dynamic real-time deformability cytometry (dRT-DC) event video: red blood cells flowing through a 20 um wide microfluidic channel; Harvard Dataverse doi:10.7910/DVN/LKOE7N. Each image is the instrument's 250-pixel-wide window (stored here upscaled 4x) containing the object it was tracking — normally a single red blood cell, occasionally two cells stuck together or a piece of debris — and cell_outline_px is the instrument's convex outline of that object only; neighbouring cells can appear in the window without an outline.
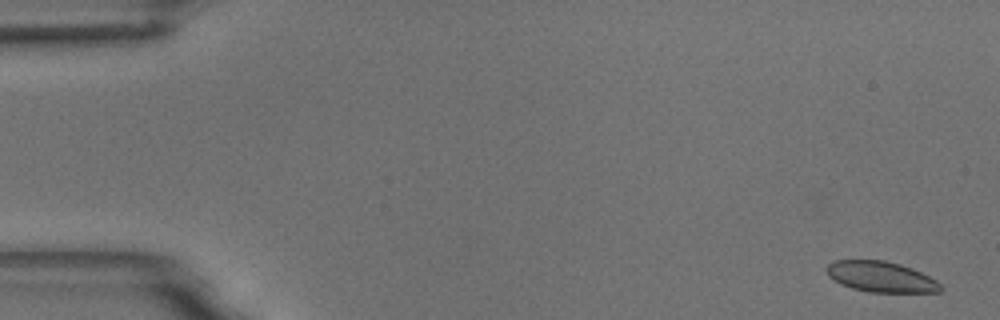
{"species": "common noctule bat (a hibernating species)", "species_latin": "Nyctalus noctula", "temperature_condition": "room temperature", "stored_images_in_passage": 59, "camera_frame_rate_fps": 3000, "um_per_image_px": 0.085, "animal": {"sex": "male", "body_mass_g": 18.8}, "frame": {"image": 1, "passage_image": 1, "time_ms": 0.0, "image_size_px": [1000, 320], "cell_outline_px": [[944, 288], [940, 292], [868, 292], [852, 288], [840, 284], [828, 276], [824, 268], [828, 264], [836, 260], [884, 260], [900, 264], [912, 268], [936, 280]], "centroid_in_image_um": [74.86, 23.53], "position_along_channel_um": 10.1, "area_um2": 20.46}}
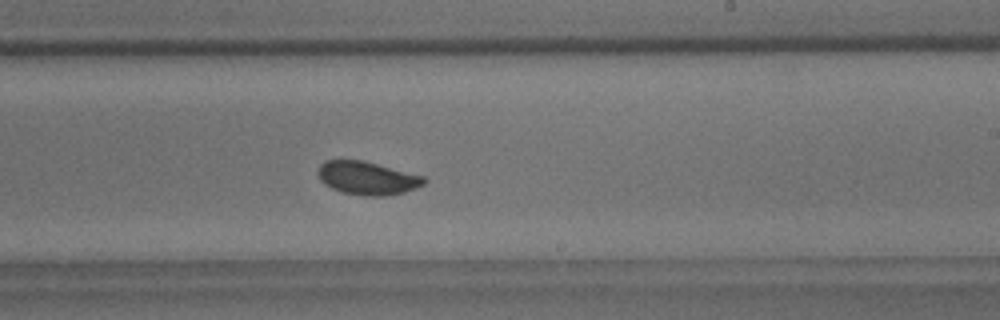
{"frame": {"image": 2, "passage_image": 35, "time_ms": 11.333, "image_size_px": [1000, 320], "cell_outline_px": [[428, 180], [424, 184], [416, 188], [404, 192], [384, 196], [368, 196], [344, 192], [332, 188], [324, 184], [320, 180], [316, 172], [320, 164], [324, 160], [364, 160], [424, 176]], "centroid_in_image_um": [31.21, 15.12], "position_along_channel_um": 257.8, "area_um2": 20.63}}
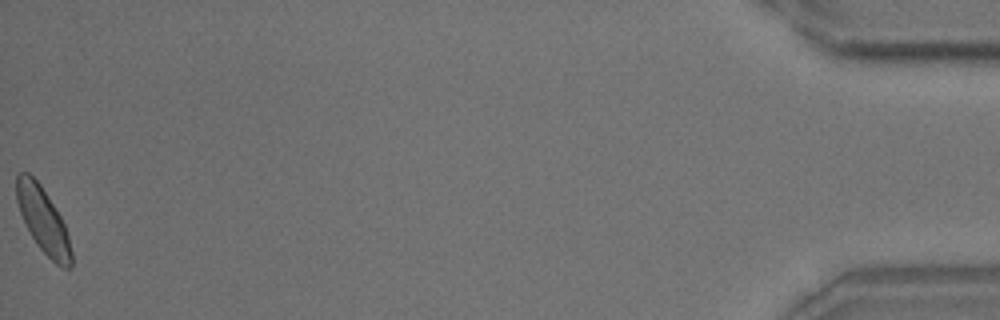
{"frame": {"image": 3, "passage_image": 59, "time_ms": 19.333, "image_size_px": [1000, 320], "cell_outline_px": [[72, 268], [64, 268], [56, 264], [40, 248], [32, 236], [20, 212], [16, 200], [16, 176], [20, 172], [28, 172], [40, 184], [60, 216], [64, 224], [68, 236], [72, 252]], "centroid_in_image_um": [3.67, 18.72], "position_along_channel_um": 431.5, "area_um2": 20.46}, "authors_computed_cell_mechanics": {"area_um2": 20.7502, "velocity_mm_per_s": 3.402, "shape_relaxation_time_tau1_ms": 2.7975, "shape_relaxation_time_tau2_ms": null, "deformation_change_tau1": 0.058, "deformation_change_tau2": null}}